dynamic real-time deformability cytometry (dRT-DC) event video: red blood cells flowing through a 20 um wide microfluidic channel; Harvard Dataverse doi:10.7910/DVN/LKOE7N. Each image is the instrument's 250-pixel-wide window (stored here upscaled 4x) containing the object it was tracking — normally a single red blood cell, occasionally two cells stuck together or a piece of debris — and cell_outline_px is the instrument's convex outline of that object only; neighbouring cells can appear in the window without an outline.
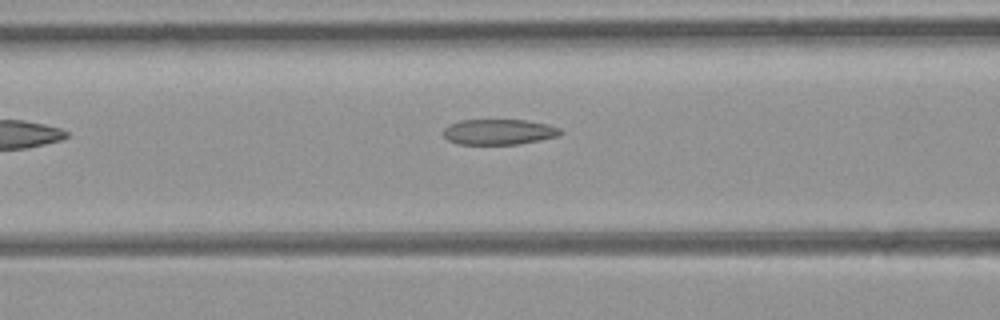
{"species": "common noctule bat (a hibernating species)", "species_latin": "Nyctalus noctula", "temperature_condition": "room temperature", "stored_images_in_passage": 6, "camera_frame_rate_fps": 3000, "um_per_image_px": 0.085, "animal": {"sex": "female", "body_mass_g": 21.9}, "frame": {"image": 1, "passage_image": 6, "time_ms": 1.667, "image_size_px": [1000, 320], "cell_outline_px": [[564, 132], [560, 136], [540, 140], [516, 144], [456, 144], [448, 140], [444, 136], [444, 128], [448, 124], [460, 120], [524, 120], [548, 124], [560, 128]], "centroid_in_image_um": [42.41, 11.21], "position_along_channel_um": 124.2, "area_um2": 17.51}}